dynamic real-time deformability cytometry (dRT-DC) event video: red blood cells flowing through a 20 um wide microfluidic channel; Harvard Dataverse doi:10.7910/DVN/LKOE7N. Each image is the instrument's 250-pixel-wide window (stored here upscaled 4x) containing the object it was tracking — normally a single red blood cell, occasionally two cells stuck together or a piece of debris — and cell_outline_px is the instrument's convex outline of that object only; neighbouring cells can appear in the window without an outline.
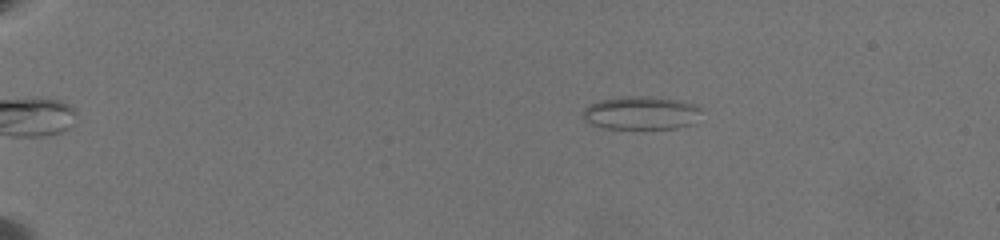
{"species": "common noctule bat (a hibernating species)", "species_latin": "Nyctalus noctula", "temperature_condition": "warm", "stored_images_in_passage": 64, "camera_frame_rate_fps": 3000, "um_per_image_px": 0.085, "animal": {"sex": "female", "body_mass_g": 19.5, "forearm_length_mm": 54.1}, "frame": {"image": 1, "passage_image": 11, "time_ms": 3.0, "image_size_px": [1000, 240], "cell_outline_px": [[700, 108], [692, 124], [676, 128], [604, 128], [592, 124], [584, 120], [584, 108], [600, 100], [624, 96], [652, 96], [680, 100], [696, 104]], "centroid_in_image_um": [54.49, 9.58], "position_along_channel_um": 30.5, "area_um2": 22.72}}
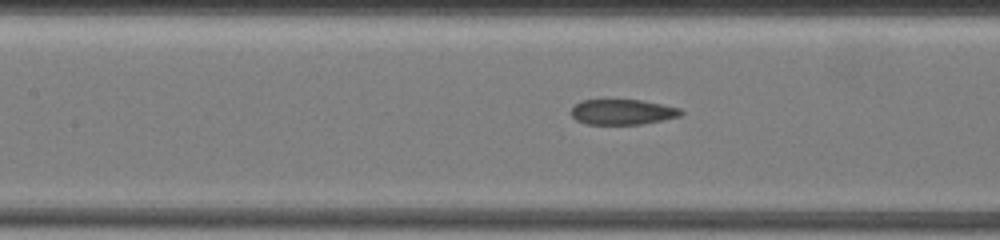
{"frame": {"image": 2, "passage_image": 42, "time_ms": 9.667, "image_size_px": [1000, 240], "cell_outline_px": [[684, 112], [680, 116], [664, 120], [640, 124], [588, 124], [576, 120], [572, 116], [572, 108], [580, 100], [640, 100], [680, 108]], "centroid_in_image_um": [52.92, 9.52], "position_along_channel_um": 154.5, "area_um2": 16.07}}
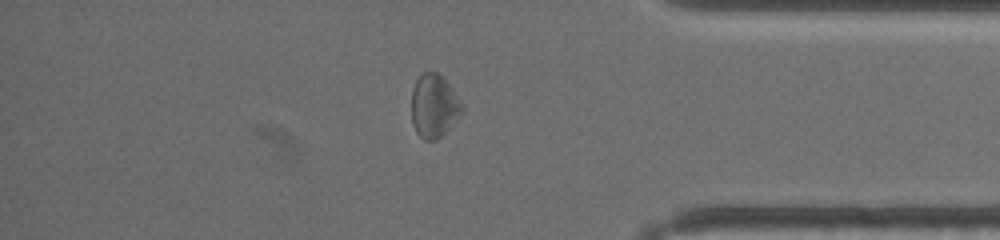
{"frame": {"image": 3, "passage_image": 59, "time_ms": 17.0, "image_size_px": [1000, 240], "cell_outline_px": [[464, 112], [436, 140], [424, 140], [416, 132], [412, 124], [412, 88], [416, 80], [424, 72], [436, 72], [452, 88], [464, 104]], "centroid_in_image_um": [36.9, 9.02], "position_along_channel_um": 398.3, "area_um2": 18.55}, "authors_computed_cell_mechanics": {"area_um2": 18.8428, "velocity_mm_per_s": 3.5161, "shape_relaxation_time_tau1_ms": null, "shape_relaxation_time_tau2_ms": 2.0216, "deformation_change_tau1": null, "deformation_change_tau2": 0.08}}